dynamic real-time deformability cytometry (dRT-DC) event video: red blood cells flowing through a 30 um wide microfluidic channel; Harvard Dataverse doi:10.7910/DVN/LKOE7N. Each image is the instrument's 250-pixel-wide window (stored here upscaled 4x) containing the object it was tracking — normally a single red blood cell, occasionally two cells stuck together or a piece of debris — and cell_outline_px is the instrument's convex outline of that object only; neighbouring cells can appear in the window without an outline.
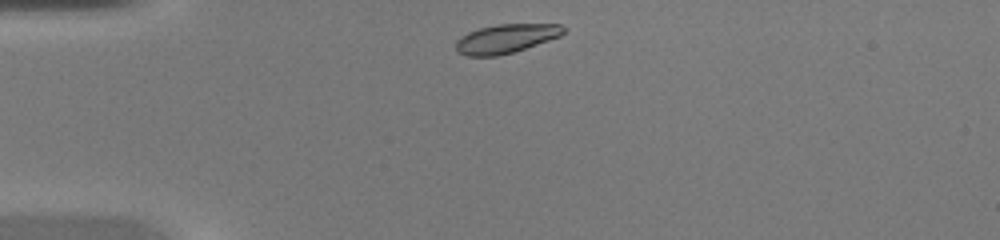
{"species": "common noctule bat (a hibernating species)", "species_latin": "Nyctalus noctula", "temperature_condition": "warm", "stored_images_in_passage": 35, "camera_frame_rate_fps": 3000, "um_per_image_px": 0.085, "animal": {"sex": "female", "body_mass_g": 20.0, "forearm_length_mm": 54.0}, "frame": {"image": 1, "passage_image": 1, "time_ms": 0.0, "image_size_px": [1000, 240], "cell_outline_px": [[564, 32], [560, 36], [512, 52], [496, 56], [468, 56], [456, 52], [456, 40], [460, 36], [468, 32], [480, 28], [496, 24], [560, 24], [564, 28]], "centroid_in_image_um": [42.95, 3.28], "position_along_channel_um": 42.0, "area_um2": 17.98}}
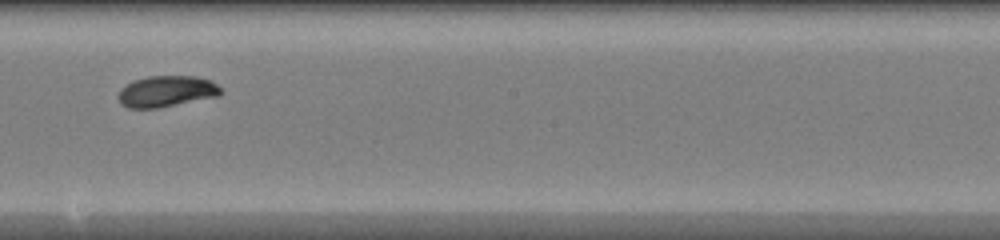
{"frame": {"image": 2, "passage_image": 16, "time_ms": 5.0, "image_size_px": [1000, 240], "cell_outline_px": [[220, 96], [156, 108], [128, 108], [120, 104], [116, 96], [120, 88], [136, 80], [148, 76], [196, 76], [212, 80], [220, 88]], "centroid_in_image_um": [14.13, 7.77], "position_along_channel_um": 234.1, "area_um2": 18.67}}
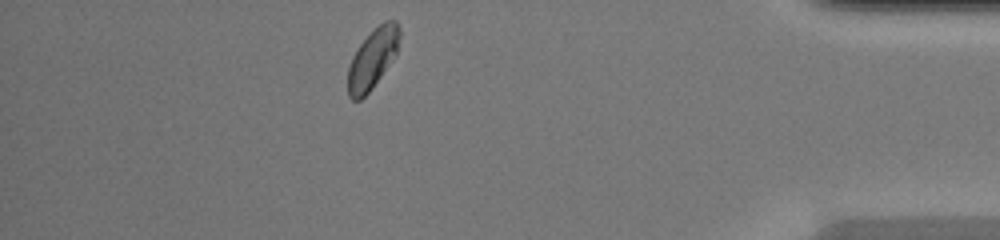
{"frame": {"image": 3, "passage_image": 30, "time_ms": 9.667, "image_size_px": [1000, 240], "cell_outline_px": [[400, 36], [396, 52], [372, 88], [360, 100], [352, 100], [348, 96], [348, 68], [352, 56], [360, 44], [384, 20], [396, 20], [400, 28]], "centroid_in_image_um": [31.65, 4.98], "position_along_channel_um": 403.5, "area_um2": 17.51}}